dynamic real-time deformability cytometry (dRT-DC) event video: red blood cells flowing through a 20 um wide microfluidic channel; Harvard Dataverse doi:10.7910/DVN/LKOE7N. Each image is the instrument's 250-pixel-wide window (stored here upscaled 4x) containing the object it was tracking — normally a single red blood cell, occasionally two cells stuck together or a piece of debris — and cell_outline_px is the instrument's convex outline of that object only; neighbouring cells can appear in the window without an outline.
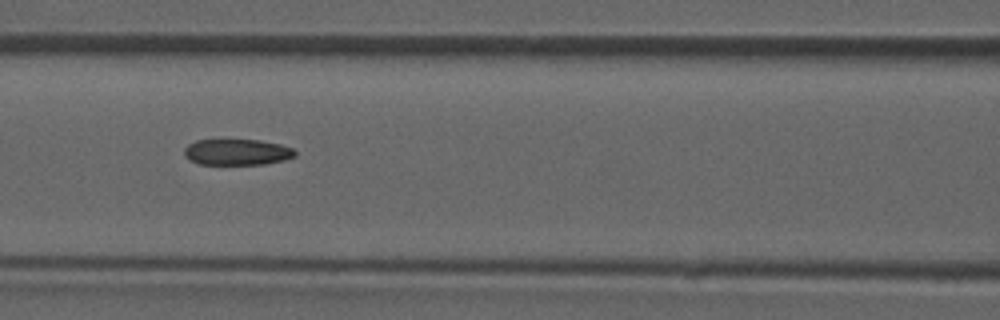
{"species": "common noctule bat (a hibernating species)", "species_latin": "Nyctalus noctula", "temperature_condition": "room temperature", "stored_images_in_passage": 48, "camera_frame_rate_fps": 3000, "um_per_image_px": 0.085, "animal": {"sex": "male", "forearm_length_mm": 52.5}, "frame": {"image": 1, "passage_image": 21, "time_ms": 6.667, "image_size_px": [1000, 320], "cell_outline_px": [[296, 156], [284, 160], [264, 164], [200, 164], [188, 160], [184, 156], [184, 148], [188, 144], [196, 140], [260, 140], [280, 144], [292, 148], [296, 152]], "centroid_in_image_um": [20.13, 12.93], "position_along_channel_um": 146.5, "area_um2": 16.88}}